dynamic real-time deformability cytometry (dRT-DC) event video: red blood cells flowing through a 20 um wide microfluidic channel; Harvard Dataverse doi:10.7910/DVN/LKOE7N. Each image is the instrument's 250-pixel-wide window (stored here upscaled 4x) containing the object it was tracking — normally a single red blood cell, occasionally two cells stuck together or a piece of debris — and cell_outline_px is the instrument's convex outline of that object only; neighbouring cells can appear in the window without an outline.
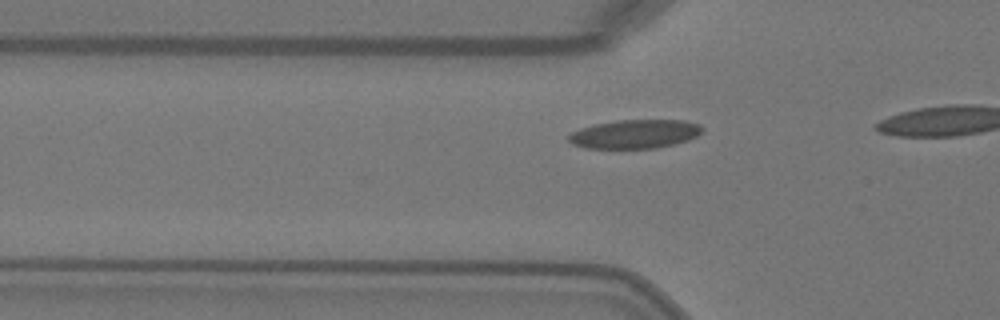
{"species": "Egyptian fruit bat (a non-hibernating species)", "species_latin": "Rousettus aegyptiacus", "temperature_condition": "warm", "stored_images_in_passage": 10, "camera_frame_rate_fps": 3000, "um_per_image_px": 0.085, "animal": {"sex": "female"}, "frame": {"image": 1, "passage_image": 7, "time_ms": 2.0, "image_size_px": [1000, 320], "cell_outline_px": [[704, 128], [696, 136], [688, 140], [656, 148], [584, 148], [572, 144], [568, 140], [568, 136], [572, 132], [580, 128], [596, 124], [616, 120], [684, 120], [700, 124]], "centroid_in_image_um": [53.95, 11.39], "position_along_channel_um": 71.8, "area_um2": 22.37}}